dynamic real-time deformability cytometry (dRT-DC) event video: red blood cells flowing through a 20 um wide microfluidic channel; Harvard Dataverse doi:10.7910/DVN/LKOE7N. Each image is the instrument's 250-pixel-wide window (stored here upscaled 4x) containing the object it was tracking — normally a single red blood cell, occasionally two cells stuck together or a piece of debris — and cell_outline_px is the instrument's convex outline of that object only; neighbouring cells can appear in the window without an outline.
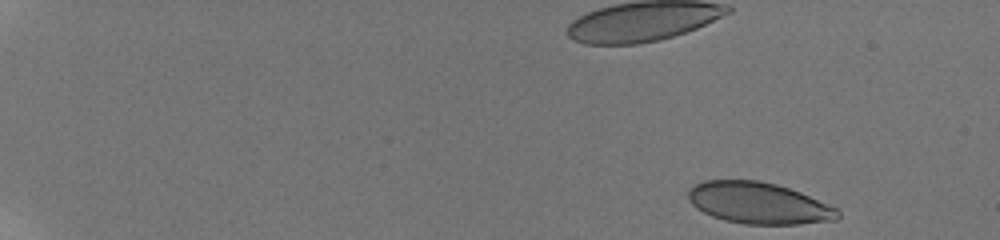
{"species": "human", "species_latin": "Homo sapiens", "temperature_condition": "room temperature", "stored_images_in_passage": 51, "camera_frame_rate_fps": 3000, "um_per_image_px": 0.085, "donor": {"sex": "male"}, "frame": {"image": 1, "passage_image": 1, "time_ms": 0.0, "image_size_px": [1000, 240], "cell_outline_px": [[840, 216], [836, 220], [800, 224], [744, 224], [724, 220], [712, 216], [696, 208], [688, 200], [688, 188], [692, 184], [704, 180], [760, 180], [776, 184], [800, 192], [836, 208], [840, 212]], "centroid_in_image_um": [64.44, 17.26], "position_along_channel_um": 20.6, "area_um2": 36.24}}
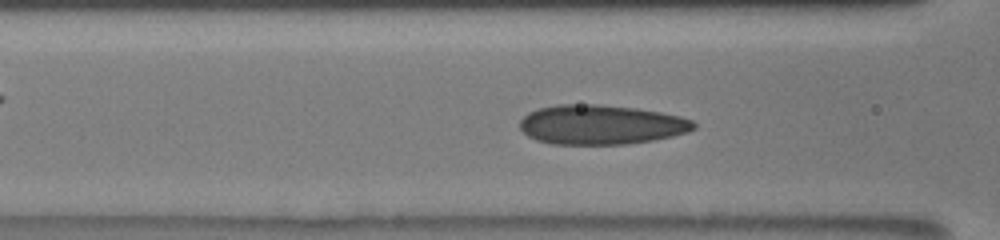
{"frame": {"image": 2, "passage_image": 22, "time_ms": 7.0, "image_size_px": [1000, 240], "cell_outline_px": [[696, 128], [688, 132], [672, 136], [652, 140], [628, 144], [552, 144], [536, 140], [528, 136], [520, 128], [520, 120], [528, 112], [540, 108], [556, 104], [596, 104], [636, 108], [660, 112], [680, 116], [692, 120], [696, 124]], "centroid_in_image_um": [51.08, 10.59], "position_along_channel_um": 115.5, "area_um2": 40.17}}
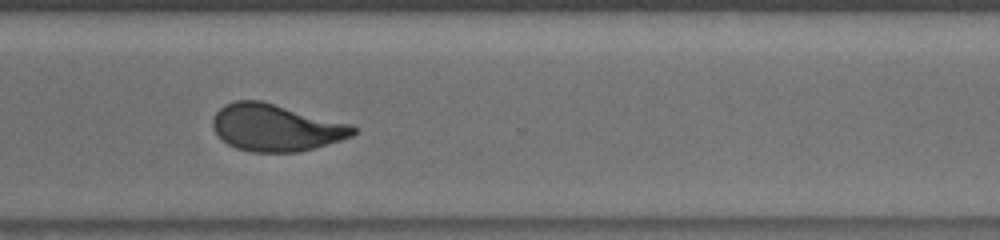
{"frame": {"image": 3, "passage_image": 40, "time_ms": 13.0, "image_size_px": [1000, 240], "cell_outline_px": [[356, 132], [352, 136], [340, 140], [312, 148], [296, 152], [252, 152], [236, 148], [228, 144], [216, 132], [212, 124], [212, 120], [216, 112], [224, 104], [236, 100], [260, 100], [352, 124], [356, 128]], "centroid_in_image_um": [23.44, 10.84], "position_along_channel_um": 347.2, "area_um2": 38.21}, "authors_computed_cell_mechanics": {"area_um2": 38.3214, "velocity_mm_per_s": 3.8647, "shape_relaxation_time_tau1_ms": 8.5229, "shape_relaxation_time_tau2_ms": 0.8543, "deformation_change_tau1": 0.2108, "deformation_change_tau2": 0.077}}